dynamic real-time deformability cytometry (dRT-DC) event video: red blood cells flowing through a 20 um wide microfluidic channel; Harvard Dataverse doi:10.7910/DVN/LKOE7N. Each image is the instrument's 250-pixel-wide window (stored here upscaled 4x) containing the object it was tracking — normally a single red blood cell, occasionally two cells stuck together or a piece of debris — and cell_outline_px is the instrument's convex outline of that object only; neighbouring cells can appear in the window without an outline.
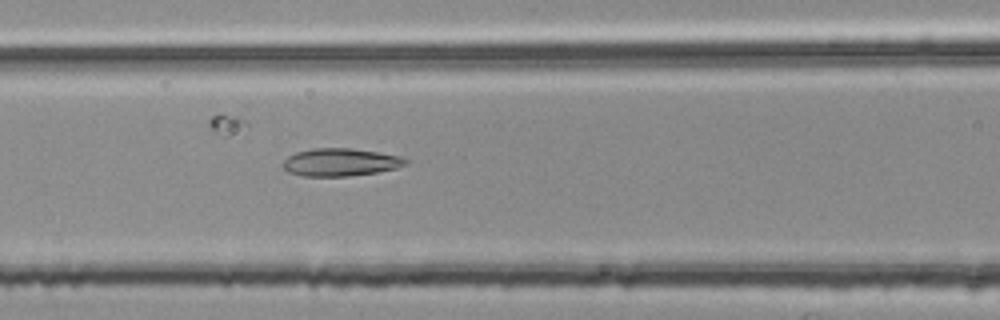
{"species": "common noctule bat (a hibernating species)", "species_latin": "Nyctalus noctula", "temperature_condition": "room temperature", "stored_images_in_passage": 44, "segment_of_instrument_passage": [1, 3], "camera_frame_rate_fps": 3000, "um_per_image_px": 0.085, "animal": {"sex": "female", "body_mass_g": 25.1}, "frame": {"image": 1, "passage_image": 12, "time_ms": 3.667, "image_size_px": [1000, 320], "cell_outline_px": [[408, 164], [396, 168], [376, 172], [348, 176], [304, 176], [288, 172], [280, 164], [288, 156], [296, 152], [312, 148], [352, 148], [400, 156], [408, 160]], "centroid_in_image_um": [28.91, 13.78], "position_along_channel_um": 137.7, "area_um2": 19.83}}
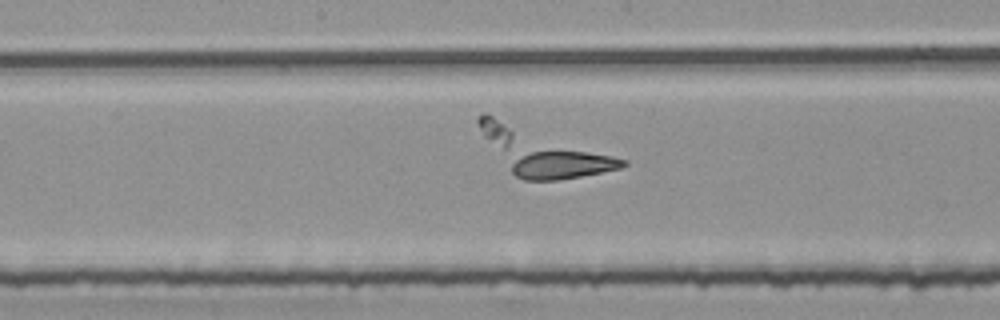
{"frame": {"image": 2, "passage_image": 17, "time_ms": 5.333, "image_size_px": [1000, 320], "cell_outline_px": [[628, 164], [620, 168], [560, 180], [524, 180], [516, 176], [512, 172], [512, 156], [532, 152], [584, 152], [612, 156], [628, 160]], "centroid_in_image_um": [47.8, 14.02], "position_along_channel_um": 200.4, "area_um2": 18.38}}